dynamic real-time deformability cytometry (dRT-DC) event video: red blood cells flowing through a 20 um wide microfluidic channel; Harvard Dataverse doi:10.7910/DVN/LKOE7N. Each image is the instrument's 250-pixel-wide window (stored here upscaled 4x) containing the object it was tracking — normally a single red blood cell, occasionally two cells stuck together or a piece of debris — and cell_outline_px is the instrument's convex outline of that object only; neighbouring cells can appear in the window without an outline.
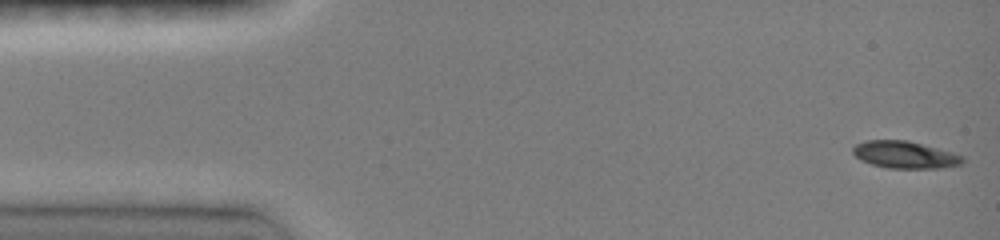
{"species": "common noctule bat (a hibernating species)", "species_latin": "Nyctalus noctula", "temperature_condition": "room temperature", "stored_images_in_passage": 44, "camera_frame_rate_fps": 3000, "um_per_image_px": 0.085, "animal": {"sex": "female", "body_mass_g": 19.0, "forearm_length_mm": 51.5}, "frame": {"image": 1, "passage_image": 1, "time_ms": 0.0, "image_size_px": [1000, 240], "cell_outline_px": [[964, 160], [960, 164], [940, 168], [888, 168], [872, 164], [860, 160], [852, 152], [852, 148], [856, 144], [868, 140], [908, 140], [952, 152], [964, 156]], "centroid_in_image_um": [76.9, 13.15], "position_along_channel_um": 8.1, "area_um2": 17.28}}
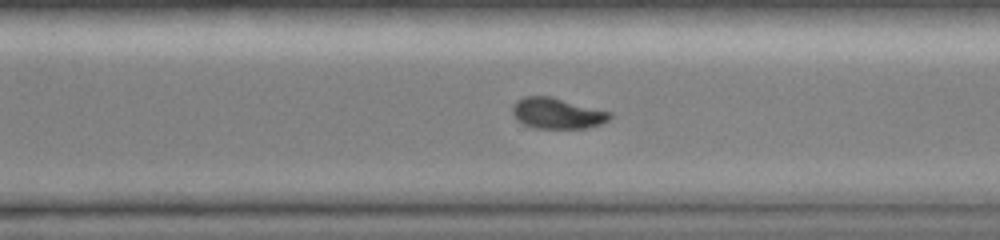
{"frame": {"image": 2, "passage_image": 32, "time_ms": 10.667, "image_size_px": [1000, 240], "cell_outline_px": [[612, 116], [608, 120], [600, 124], [584, 128], [536, 128], [524, 124], [516, 120], [512, 116], [512, 104], [516, 100], [524, 96], [548, 96], [612, 112]], "centroid_in_image_um": [47.31, 9.63], "position_along_channel_um": 323.3, "area_um2": 17.46}}
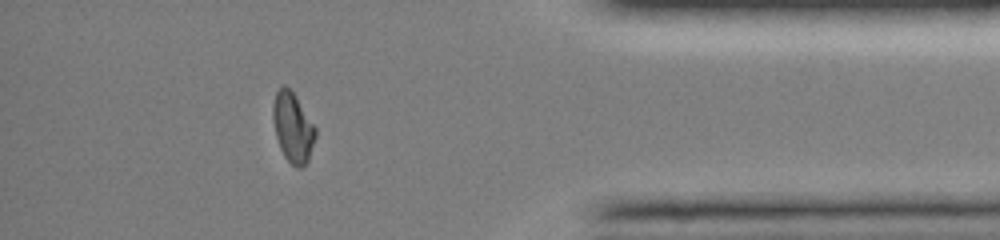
{"frame": {"image": 3, "passage_image": 40, "time_ms": 13.333, "image_size_px": [1000, 240], "cell_outline_px": [[316, 136], [308, 160], [300, 168], [296, 168], [284, 156], [280, 148], [276, 136], [272, 120], [272, 108], [276, 92], [284, 84], [296, 96], [316, 128]], "centroid_in_image_um": [24.88, 10.83], "position_along_channel_um": 410.3, "area_um2": 17.17}, "authors_computed_cell_mechanics": {"area_um2": 18.1781, "velocity_mm_per_s": 4.0507, "shape_relaxation_time_tau1_ms": 4.9644, "shape_relaxation_time_tau2_ms": null, "deformation_change_tau1": 0.1949, "deformation_change_tau2": null}}